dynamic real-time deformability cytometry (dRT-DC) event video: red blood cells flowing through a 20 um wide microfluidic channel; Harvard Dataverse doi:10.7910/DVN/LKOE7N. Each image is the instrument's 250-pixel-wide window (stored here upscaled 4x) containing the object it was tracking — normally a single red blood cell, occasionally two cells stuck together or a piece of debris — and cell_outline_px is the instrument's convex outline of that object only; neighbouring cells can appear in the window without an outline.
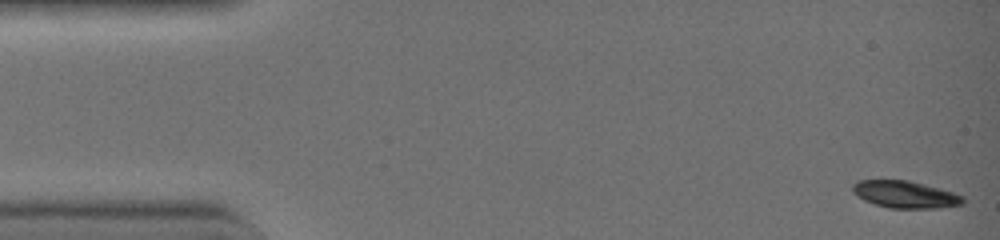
{"species": "common noctule bat (a hibernating species)", "species_latin": "Nyctalus noctula", "temperature_condition": "warm", "stored_images_in_passage": 42, "camera_frame_rate_fps": 3000, "um_per_image_px": 0.085, "animal": {"sex": "female", "body_mass_g": 19.0, "forearm_length_mm": 51.5}, "frame": {"image": 1, "passage_image": 1, "time_ms": 0.0, "image_size_px": [1000, 240], "cell_outline_px": [[964, 204], [940, 208], [888, 208], [864, 200], [852, 192], [852, 184], [856, 180], [908, 180], [940, 188], [964, 196]], "centroid_in_image_um": [76.94, 16.52], "position_along_channel_um": 8.1, "area_um2": 17.51}}
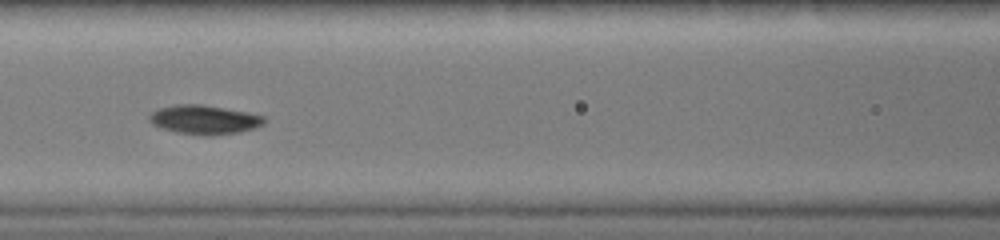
{"frame": {"image": 2, "passage_image": 19, "time_ms": 6.0, "image_size_px": [1000, 240], "cell_outline_px": [[264, 124], [256, 128], [240, 132], [212, 136], [204, 136], [176, 132], [160, 128], [152, 124], [148, 120], [148, 116], [152, 112], [160, 108], [180, 104], [200, 104], [244, 112], [264, 116]], "centroid_in_image_um": [17.34, 10.19], "position_along_channel_um": 149.3, "area_um2": 19.42}}
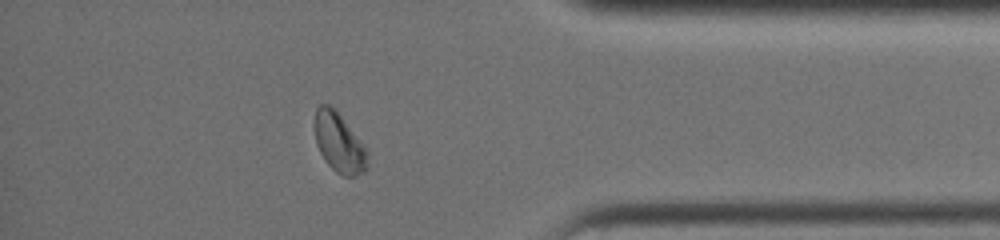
{"frame": {"image": 3, "passage_image": 37, "time_ms": 12.0, "image_size_px": [1000, 240], "cell_outline_px": [[368, 168], [364, 172], [352, 176], [344, 176], [336, 172], [324, 160], [316, 144], [316, 108], [320, 104], [328, 104], [340, 116], [364, 144], [368, 152]], "centroid_in_image_um": [28.86, 12.18], "position_along_channel_um": 406.3, "area_um2": 17.98}, "authors_computed_cell_mechanics": {"area_um2": 18.6983, "velocity_mm_per_s": 4.5155, "shape_relaxation_time_tau1_ms": 1.9439, "shape_relaxation_time_tau2_ms": 4.1949, "deformation_change_tau1": 0.1097, "deformation_change_tau2": 0.0655}}